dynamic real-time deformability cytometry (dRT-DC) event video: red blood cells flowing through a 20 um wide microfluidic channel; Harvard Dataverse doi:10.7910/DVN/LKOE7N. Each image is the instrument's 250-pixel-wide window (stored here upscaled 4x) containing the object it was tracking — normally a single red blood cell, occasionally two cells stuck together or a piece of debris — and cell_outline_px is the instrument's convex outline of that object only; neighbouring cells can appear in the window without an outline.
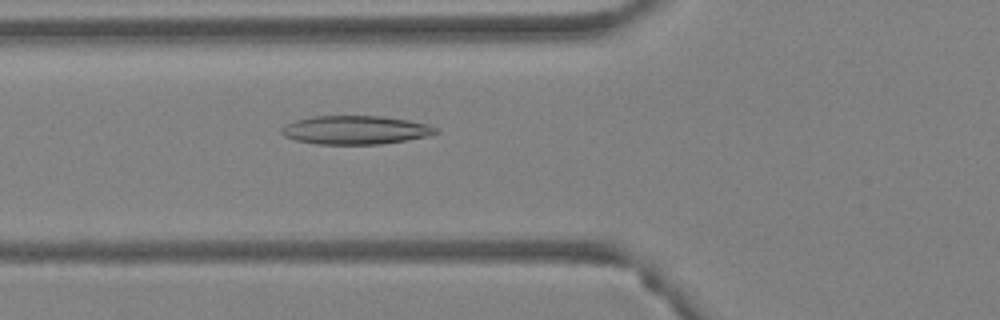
{"species": "Egyptian fruit bat (a non-hibernating species)", "species_latin": "Rousettus aegyptiacus", "temperature_condition": "warm", "stored_images_in_passage": 41, "camera_frame_rate_fps": 3000, "um_per_image_px": 0.085, "animal": {"sex": "female"}, "frame": {"image": 1, "passage_image": 8, "time_ms": 2.333, "image_size_px": [1000, 320], "cell_outline_px": [[440, 132], [428, 136], [380, 144], [320, 144], [296, 140], [284, 136], [280, 132], [280, 128], [296, 120], [312, 116], [380, 116], [408, 120], [428, 124], [440, 128]], "centroid_in_image_um": [30.24, 11.04], "position_along_channel_um": 95.6, "area_um2": 25.66}}
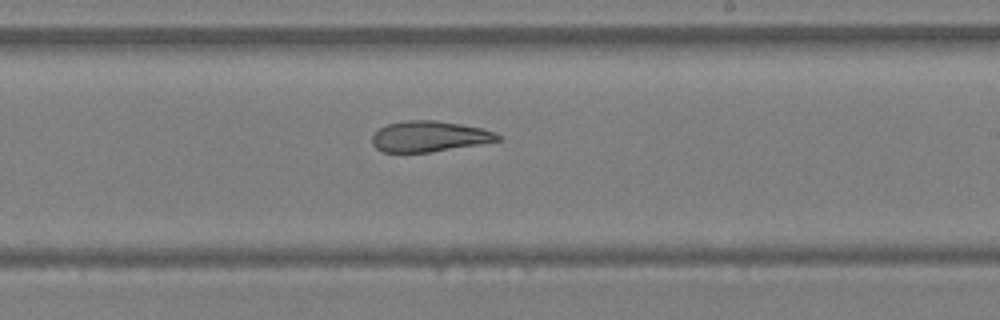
{"frame": {"image": 2, "passage_image": 20, "time_ms": 6.333, "image_size_px": [1000, 320], "cell_outline_px": [[500, 140], [428, 152], [384, 152], [376, 148], [372, 144], [372, 136], [380, 128], [388, 124], [404, 120], [436, 120], [460, 124], [480, 128], [496, 132], [500, 136]], "centroid_in_image_um": [36.45, 11.58], "position_along_channel_um": 252.6, "area_um2": 22.14}}
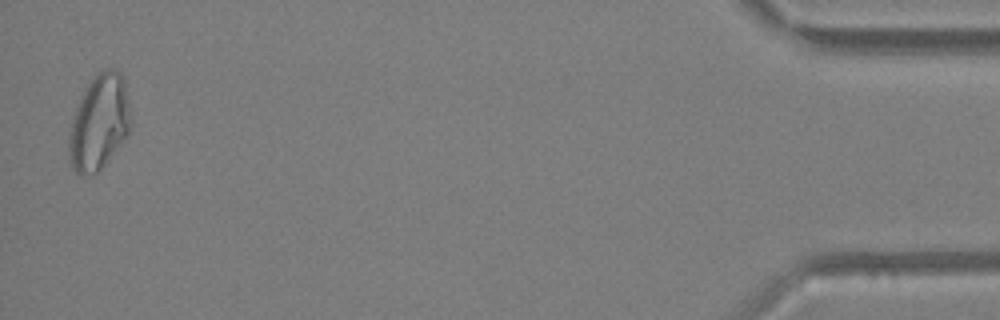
{"frame": {"image": 3, "passage_image": 40, "time_ms": 13.0, "image_size_px": [1000, 320], "cell_outline_px": [[132, 124], [128, 136], [104, 164], [96, 172], [76, 172], [72, 168], [68, 156], [68, 136], [76, 108], [84, 88], [96, 72], [108, 68], [116, 68], [120, 72], [124, 80]], "centroid_in_image_um": [8.44, 10.34], "position_along_channel_um": 426.8, "area_um2": 34.16}, "authors_computed_cell_mechanics": {"area_um2": 25.6632, "velocity_mm_per_s": 3.9246, "shape_relaxation_time_tau1_ms": null, "shape_relaxation_time_tau2_ms": 3.2315, "deformation_change_tau1": null, "deformation_change_tau2": 0.0971}}